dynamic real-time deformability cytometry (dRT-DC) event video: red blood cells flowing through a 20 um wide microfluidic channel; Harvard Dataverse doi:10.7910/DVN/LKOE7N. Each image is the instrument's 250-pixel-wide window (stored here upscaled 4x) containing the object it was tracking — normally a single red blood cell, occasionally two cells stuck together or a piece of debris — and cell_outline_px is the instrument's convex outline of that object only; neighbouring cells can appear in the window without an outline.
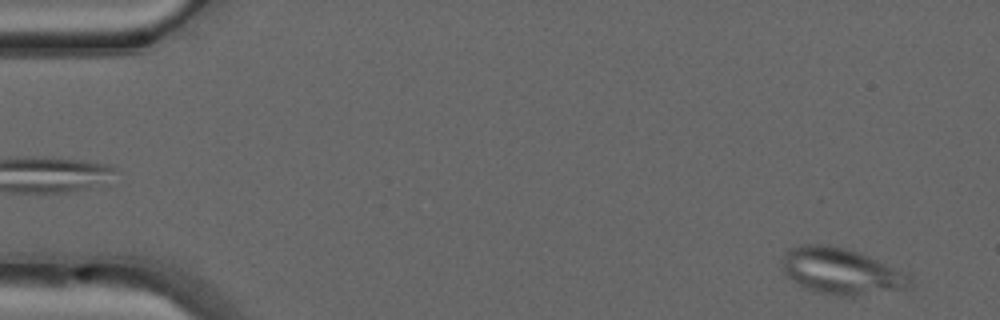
{"species": "common noctule bat (a hibernating species)", "species_latin": "Nyctalus noctula", "temperature_condition": "warm", "stored_images_in_passage": 10, "camera_frame_rate_fps": 3000, "um_per_image_px": 0.085, "animal": {"sex": "male", "forearm_length_mm": 52.5}, "frame": {"image": 1, "passage_image": 2, "time_ms": 0.333, "image_size_px": [1000, 320], "cell_outline_px": [[912, 276], [908, 288], [852, 296], [836, 296], [820, 292], [808, 288], [784, 276], [784, 252], [788, 248], [800, 244], [828, 244], [860, 252], [908, 272]], "centroid_in_image_um": [71.52, 23.03], "position_along_channel_um": 13.5, "area_um2": 34.51}}